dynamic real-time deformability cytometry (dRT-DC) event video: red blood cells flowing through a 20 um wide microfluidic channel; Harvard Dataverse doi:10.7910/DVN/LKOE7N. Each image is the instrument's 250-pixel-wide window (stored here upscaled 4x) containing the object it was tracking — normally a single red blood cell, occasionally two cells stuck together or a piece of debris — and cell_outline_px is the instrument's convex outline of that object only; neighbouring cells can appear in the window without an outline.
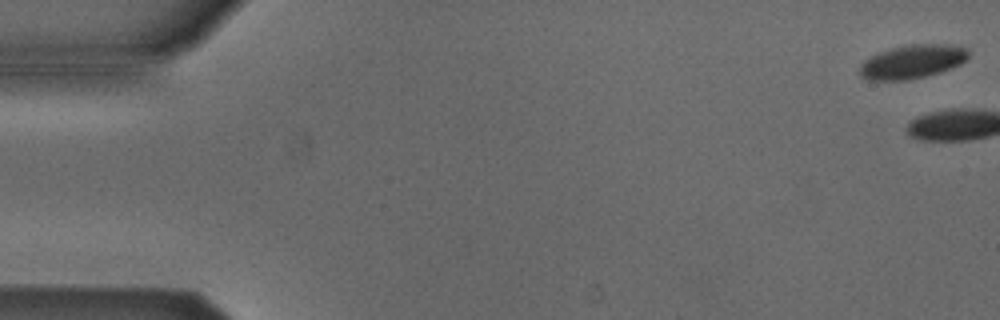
{"species": "Egyptian fruit bat (a non-hibernating species)", "species_latin": "Rousettus aegyptiacus", "temperature_condition": "cold", "stored_images_in_passage": 10, "camera_frame_rate_fps": 3000, "um_per_image_px": 0.085, "animal": {"sex": "male"}, "frame": {"image": 1, "passage_image": 1, "time_ms": 0.0, "image_size_px": [1000, 320], "cell_outline_px": [[968, 56], [960, 64], [940, 72], [908, 80], [868, 80], [860, 72], [860, 68], [864, 60], [880, 52], [892, 48], [908, 44], [948, 44], [968, 48]], "centroid_in_image_um": [77.57, 5.23], "position_along_channel_um": 7.4, "area_um2": 21.04}}